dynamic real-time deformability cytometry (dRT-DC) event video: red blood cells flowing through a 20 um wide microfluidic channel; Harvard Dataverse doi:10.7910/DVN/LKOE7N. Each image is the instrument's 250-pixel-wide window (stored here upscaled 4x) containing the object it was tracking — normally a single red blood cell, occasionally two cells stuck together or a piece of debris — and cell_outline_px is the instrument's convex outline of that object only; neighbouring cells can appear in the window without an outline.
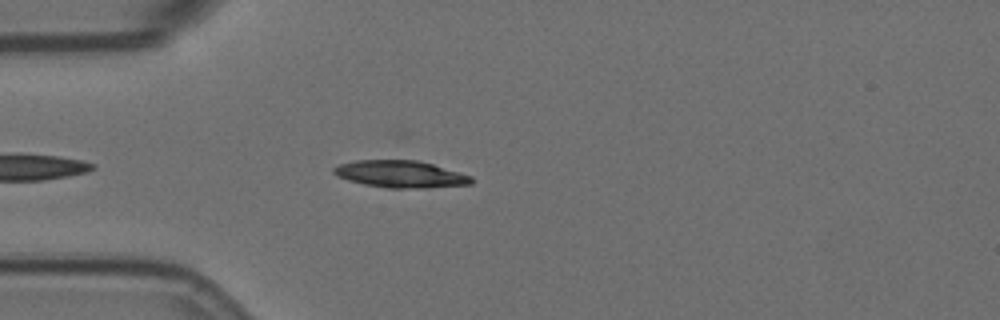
{"species": "Egyptian fruit bat (a non-hibernating species)", "species_latin": "Rousettus aegyptiacus", "temperature_condition": "room temperature", "stored_images_in_passage": 16, "camera_frame_rate_fps": 3000, "um_per_image_px": 0.085, "animal": {"sex": "female"}, "frame": {"image": 1, "passage_image": 5, "time_ms": 1.333, "image_size_px": [1000, 320], "cell_outline_px": [[472, 184], [428, 188], [384, 188], [364, 184], [348, 180], [336, 176], [332, 172], [332, 168], [340, 164], [356, 160], [416, 160], [432, 164], [460, 172], [472, 176]], "centroid_in_image_um": [34.03, 14.81], "position_along_channel_um": 51.0, "area_um2": 21.79}}
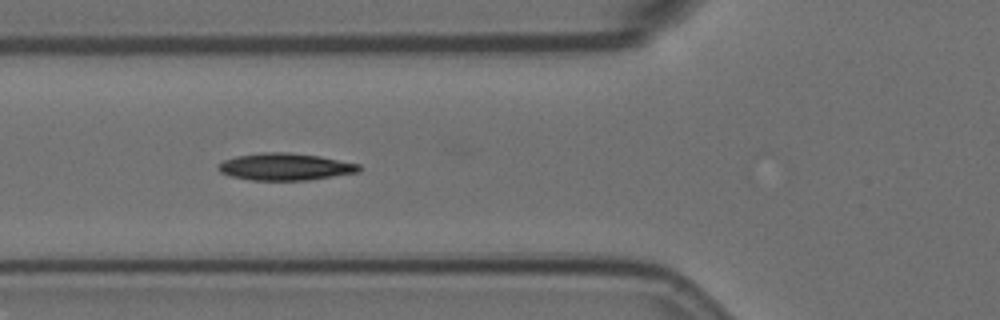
{"frame": {"image": 2, "passage_image": 10, "time_ms": 3.0, "image_size_px": [1000, 320], "cell_outline_px": [[364, 168], [360, 172], [308, 180], [252, 180], [232, 176], [220, 172], [216, 168], [224, 160], [236, 156], [260, 152], [288, 152], [320, 156], [360, 164]], "centroid_in_image_um": [24.29, 14.17], "position_along_channel_um": 101.5, "area_um2": 22.31}}